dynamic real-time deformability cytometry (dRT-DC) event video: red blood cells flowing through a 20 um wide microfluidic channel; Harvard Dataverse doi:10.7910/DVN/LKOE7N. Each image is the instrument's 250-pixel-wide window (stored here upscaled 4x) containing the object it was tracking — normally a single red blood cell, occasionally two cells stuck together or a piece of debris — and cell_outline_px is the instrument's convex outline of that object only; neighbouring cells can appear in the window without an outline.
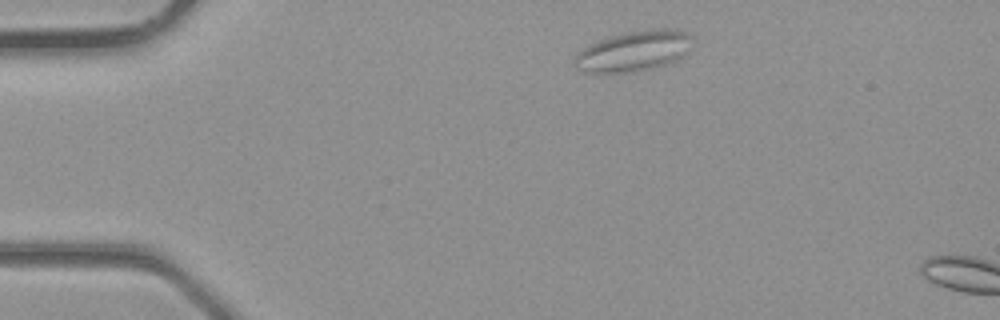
{"species": "common noctule bat (a hibernating species)", "species_latin": "Nyctalus noctula", "temperature_condition": "room temperature", "stored_images_in_passage": 2, "segment_of_instrument_passage": [2, 2], "camera_frame_rate_fps": 3000, "um_per_image_px": 0.085, "animal": {"sex": "male", "body_mass_g": 23.1, "forearm_length_mm": 52.7}, "frame": {"image": 1, "passage_image": 2, "time_ms": 0.333, "image_size_px": [1000, 320], "cell_outline_px": [[692, 36], [680, 56], [676, 60], [652, 68], [632, 72], [584, 72], [576, 68], [576, 56], [584, 48], [600, 40], [612, 36], [628, 32], [664, 28], [684, 32]], "centroid_in_image_um": [53.81, 4.35], "position_along_channel_um": 31.2, "area_um2": 26.47}}